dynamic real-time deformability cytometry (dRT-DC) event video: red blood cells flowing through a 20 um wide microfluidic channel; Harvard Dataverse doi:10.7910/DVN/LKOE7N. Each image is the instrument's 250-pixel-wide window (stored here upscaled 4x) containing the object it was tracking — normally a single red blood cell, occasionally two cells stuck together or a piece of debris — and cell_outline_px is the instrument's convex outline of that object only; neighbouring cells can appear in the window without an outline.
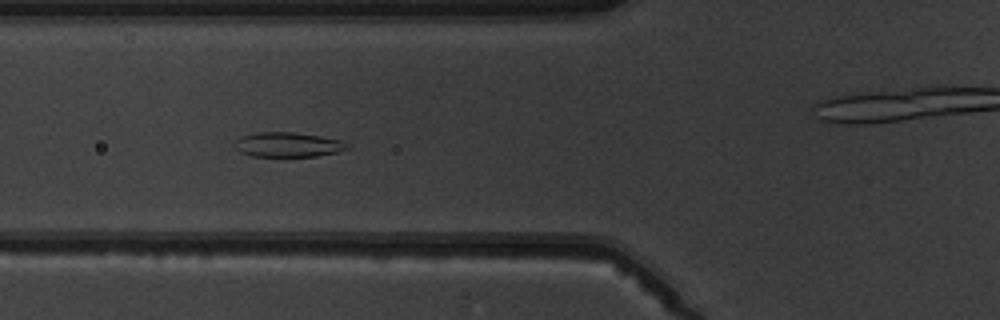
{"species": "common noctule bat (a hibernating species)", "species_latin": "Nyctalus noctula", "temperature_condition": "warm", "stored_images_in_passage": 9, "camera_frame_rate_fps": 3000, "um_per_image_px": 0.085, "animal": {"sex": "male", "body_mass_g": 19.5, "forearm_length_mm": 54.6}, "frame": {"image": 1, "passage_image": 6, "time_ms": 6.667, "image_size_px": [1000, 320], "cell_outline_px": [[348, 148], [336, 152], [316, 156], [252, 156], [240, 152], [232, 148], [232, 144], [240, 136], [256, 132], [292, 132], [320, 136], [340, 140], [348, 144]], "centroid_in_image_um": [24.38, 12.29], "position_along_channel_um": 101.4, "area_um2": 16.24}}